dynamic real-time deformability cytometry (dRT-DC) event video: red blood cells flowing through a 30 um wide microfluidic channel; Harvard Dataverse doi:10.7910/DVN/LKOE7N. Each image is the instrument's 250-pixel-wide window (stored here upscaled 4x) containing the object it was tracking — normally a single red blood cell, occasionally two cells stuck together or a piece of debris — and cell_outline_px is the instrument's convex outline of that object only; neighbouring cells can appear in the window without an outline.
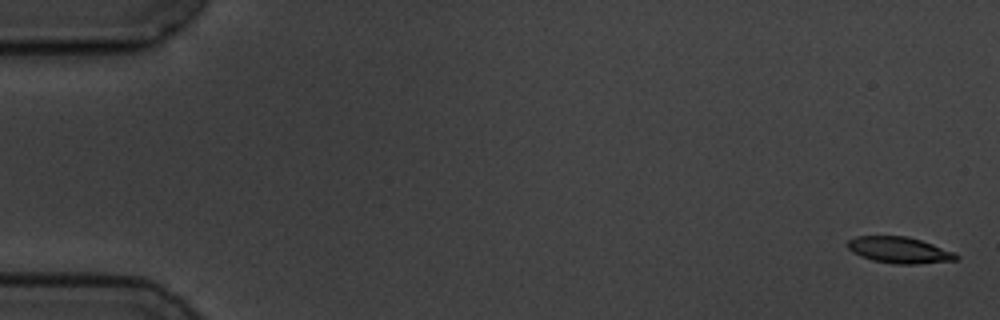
{"species": "common noctule bat (a hibernating species)", "species_latin": "Nyctalus noctula", "temperature_condition": "cold", "stored_images_in_passage": 6, "camera_frame_rate_fps": 3000, "um_per_image_px": 0.085, "animal": {"sex": "male", "body_mass_g": 19.5, "forearm_length_mm": 54.6}, "frame": {"image": 1, "passage_image": 1, "time_ms": 0.0, "image_size_px": [1000, 320], "cell_outline_px": [[960, 256], [956, 260], [916, 264], [896, 264], [872, 260], [860, 256], [852, 252], [844, 244], [848, 240], [856, 236], [908, 236], [932, 244], [952, 252]], "centroid_in_image_um": [76.38, 21.25], "position_along_channel_um": 8.6, "area_um2": 16.59}}
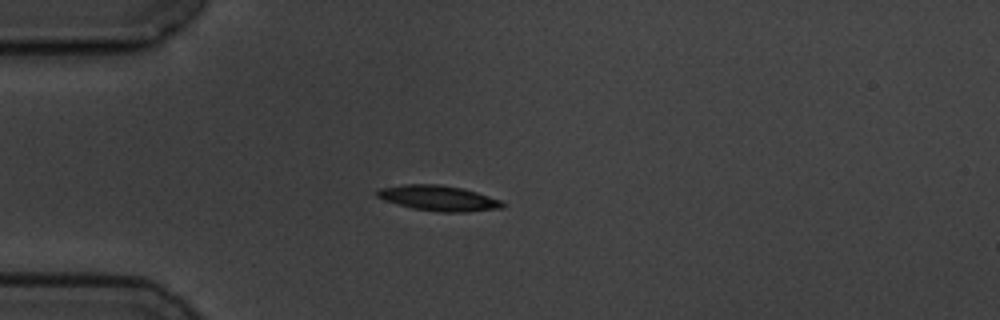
{"frame": {"image": 2, "passage_image": 5, "time_ms": 4.667, "image_size_px": [1000, 320], "cell_outline_px": [[508, 204], [504, 208], [468, 212], [440, 212], [412, 208], [384, 200], [376, 196], [376, 192], [380, 188], [404, 184], [440, 184], [464, 188], [504, 200]], "centroid_in_image_um": [37.37, 16.84], "position_along_channel_um": 47.6, "area_um2": 18.9}}